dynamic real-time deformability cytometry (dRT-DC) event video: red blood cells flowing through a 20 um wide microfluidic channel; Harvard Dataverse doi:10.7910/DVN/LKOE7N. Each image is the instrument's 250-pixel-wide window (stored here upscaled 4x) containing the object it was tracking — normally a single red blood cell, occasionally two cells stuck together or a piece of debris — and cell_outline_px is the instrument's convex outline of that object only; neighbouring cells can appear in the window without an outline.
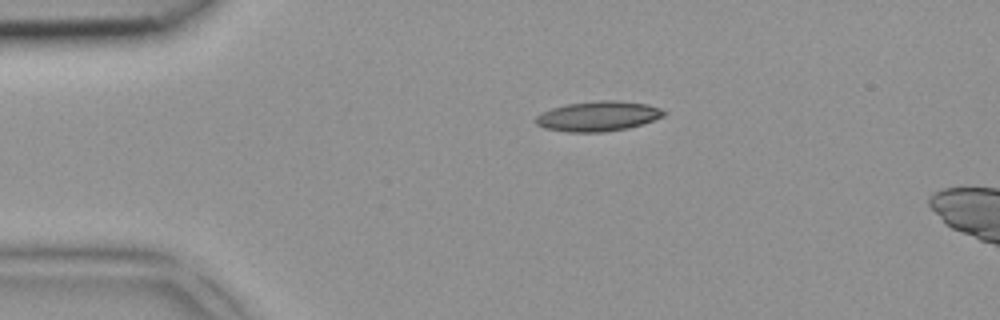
{"species": "common noctule bat (a hibernating species)", "species_latin": "Nyctalus noctula", "temperature_condition": "room temperature", "stored_images_in_passage": 3, "camera_frame_rate_fps": 3000, "um_per_image_px": 0.085, "animal": {"sex": "female", "body_mass_g": 18.4}, "frame": {"image": 1, "passage_image": 1, "time_ms": 0.0, "image_size_px": [1000, 320], "cell_outline_px": [[668, 112], [664, 116], [628, 128], [604, 132], [568, 132], [544, 128], [536, 124], [536, 116], [540, 112], [564, 104], [596, 100], [616, 100], [648, 104], [660, 108]], "centroid_in_image_um": [50.82, 9.86], "position_along_channel_um": 34.2, "area_um2": 22.54}}